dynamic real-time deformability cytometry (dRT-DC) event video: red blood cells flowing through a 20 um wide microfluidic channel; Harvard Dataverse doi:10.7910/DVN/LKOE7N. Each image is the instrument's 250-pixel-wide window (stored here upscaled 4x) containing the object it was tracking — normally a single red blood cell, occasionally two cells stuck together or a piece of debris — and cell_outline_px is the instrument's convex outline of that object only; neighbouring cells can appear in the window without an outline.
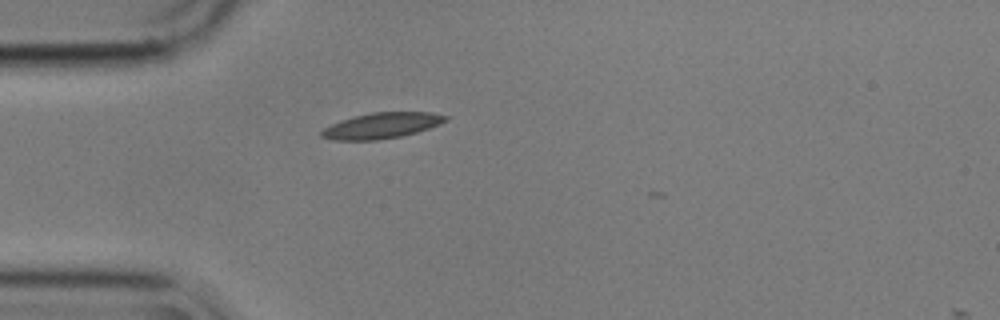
{"species": "common noctule bat (a hibernating species)", "species_latin": "Nyctalus noctula", "temperature_condition": "cold", "stored_images_in_passage": 5, "camera_frame_rate_fps": 3000, "um_per_image_px": 0.085, "animal": {"sex": "male", "body_mass_g": 17.9}, "frame": {"image": 1, "passage_image": 1, "time_ms": 0.0, "image_size_px": [1000, 320], "cell_outline_px": [[448, 120], [440, 124], [416, 132], [400, 136], [376, 140], [332, 140], [320, 136], [320, 132], [324, 128], [332, 124], [352, 116], [372, 112], [432, 112], [448, 116]], "centroid_in_image_um": [32.44, 10.67], "position_along_channel_um": 52.6, "area_um2": 18.55}}